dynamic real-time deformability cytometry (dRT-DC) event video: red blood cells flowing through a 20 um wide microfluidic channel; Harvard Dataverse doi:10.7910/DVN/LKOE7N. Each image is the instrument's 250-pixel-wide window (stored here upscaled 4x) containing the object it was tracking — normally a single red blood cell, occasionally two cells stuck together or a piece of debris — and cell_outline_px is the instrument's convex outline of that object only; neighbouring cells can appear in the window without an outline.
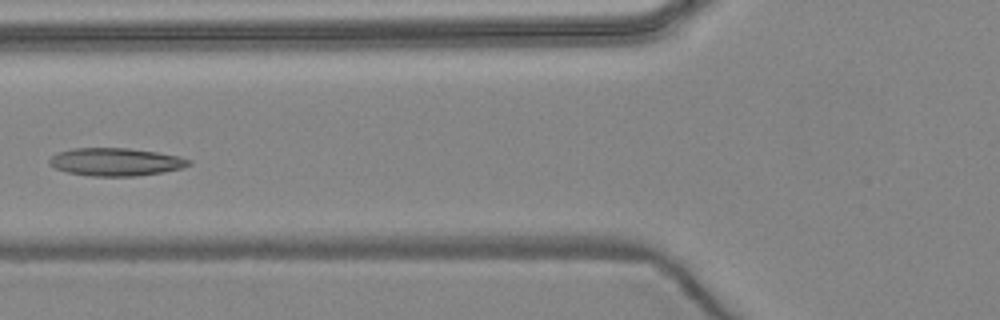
{"species": "common noctule bat (a hibernating species)", "species_latin": "Nyctalus noctula", "temperature_condition": "warm", "stored_images_in_passage": 6, "camera_frame_rate_fps": 3000, "um_per_image_px": 0.085, "animal": {"sex": "female", "body_mass_g": 24.6, "forearm_length_mm": 56.2}, "frame": {"image": 1, "passage_image": 5, "time_ms": 5.667, "image_size_px": [1000, 320], "cell_outline_px": [[192, 164], [184, 168], [164, 172], [136, 176], [92, 176], [68, 172], [56, 168], [48, 164], [48, 160], [52, 156], [60, 152], [72, 148], [128, 148], [156, 152], [180, 156], [192, 160]], "centroid_in_image_um": [9.89, 13.76], "position_along_channel_um": 115.9, "area_um2": 22.72}}
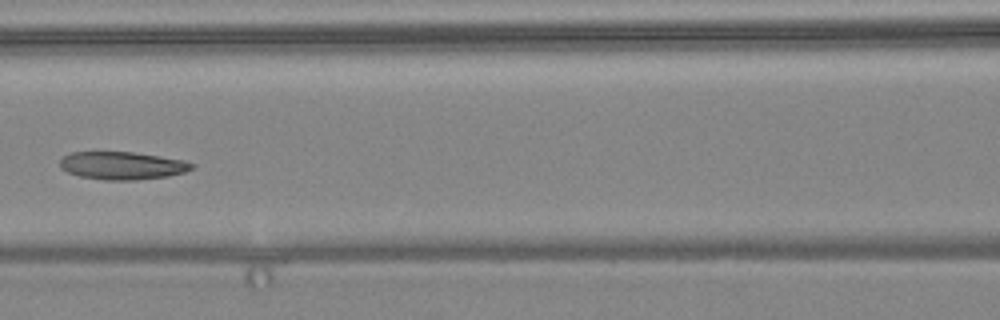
{"frame": {"image": 2, "passage_image": 6, "time_ms": 6.667, "image_size_px": [1000, 320], "cell_outline_px": [[196, 164], [192, 168], [184, 172], [168, 176], [136, 180], [104, 180], [80, 176], [68, 172], [60, 168], [60, 160], [64, 156], [72, 152], [132, 152], [160, 156], [184, 160]], "centroid_in_image_um": [10.4, 14.07], "position_along_channel_um": 156.2, "area_um2": 21.33}}